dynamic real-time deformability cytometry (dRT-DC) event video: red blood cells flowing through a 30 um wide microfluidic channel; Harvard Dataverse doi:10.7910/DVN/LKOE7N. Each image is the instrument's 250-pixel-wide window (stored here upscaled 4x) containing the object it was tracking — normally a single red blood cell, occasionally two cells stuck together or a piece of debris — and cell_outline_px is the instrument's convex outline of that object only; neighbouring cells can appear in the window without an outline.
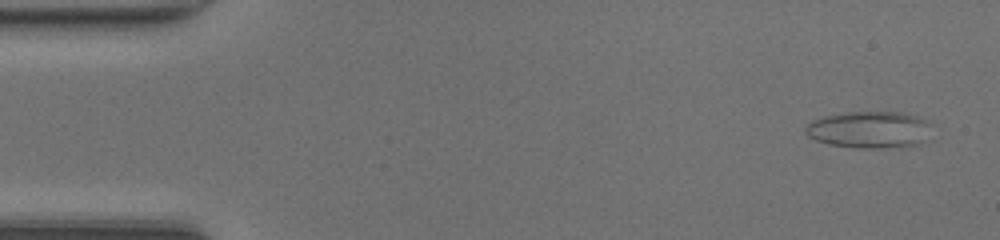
{"species": "common noctule bat (a hibernating species)", "species_latin": "Nyctalus noctula", "temperature_condition": "room temperature", "stored_images_in_passage": 47, "segment_of_instrument_passage": [1, 2], "camera_frame_rate_fps": 3000, "um_per_image_px": 0.085, "animal": {"sex": "female", "body_mass_g": 20.0, "forearm_length_mm": 54.0}, "frame": {"image": 1, "passage_image": 2, "time_ms": 0.333, "image_size_px": [1000, 240], "cell_outline_px": [[932, 124], [924, 140], [916, 144], [880, 148], [856, 148], [828, 144], [816, 140], [808, 136], [804, 132], [804, 128], [812, 120], [824, 116], [848, 112], [900, 112], [920, 116], [932, 120]], "centroid_in_image_um": [73.9, 11.0], "position_along_channel_um": 11.1, "area_um2": 27.22}}
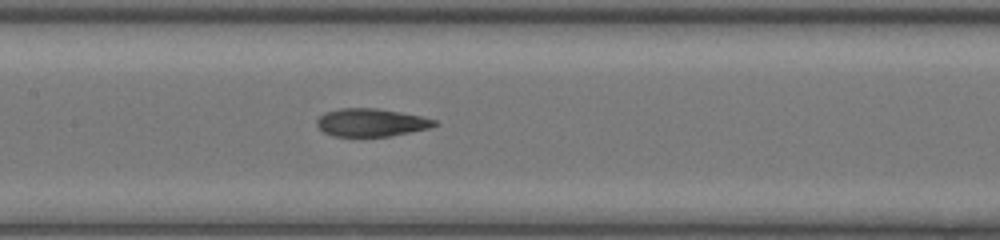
{"frame": {"image": 2, "passage_image": 22, "time_ms": 7.0, "image_size_px": [1000, 240], "cell_outline_px": [[440, 124], [428, 128], [388, 136], [332, 136], [324, 132], [316, 124], [316, 120], [324, 112], [340, 108], [376, 108], [400, 112], [420, 116], [436, 120]], "centroid_in_image_um": [31.52, 10.4], "position_along_channel_um": 175.9, "area_um2": 19.02}}
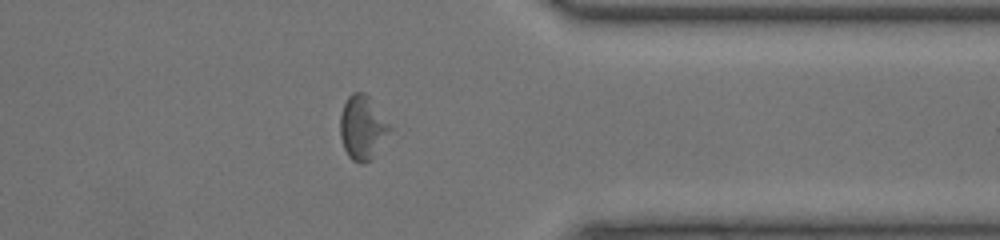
{"frame": {"image": 3, "passage_image": 37, "time_ms": 12.0, "image_size_px": [1000, 240], "cell_outline_px": [[392, 128], [372, 160], [364, 164], [360, 164], [352, 160], [348, 156], [344, 148], [340, 136], [340, 116], [344, 104], [348, 96], [352, 92], [364, 92], [368, 96]], "centroid_in_image_um": [30.79, 10.88], "position_along_channel_um": 380.6, "area_um2": 18.44}}